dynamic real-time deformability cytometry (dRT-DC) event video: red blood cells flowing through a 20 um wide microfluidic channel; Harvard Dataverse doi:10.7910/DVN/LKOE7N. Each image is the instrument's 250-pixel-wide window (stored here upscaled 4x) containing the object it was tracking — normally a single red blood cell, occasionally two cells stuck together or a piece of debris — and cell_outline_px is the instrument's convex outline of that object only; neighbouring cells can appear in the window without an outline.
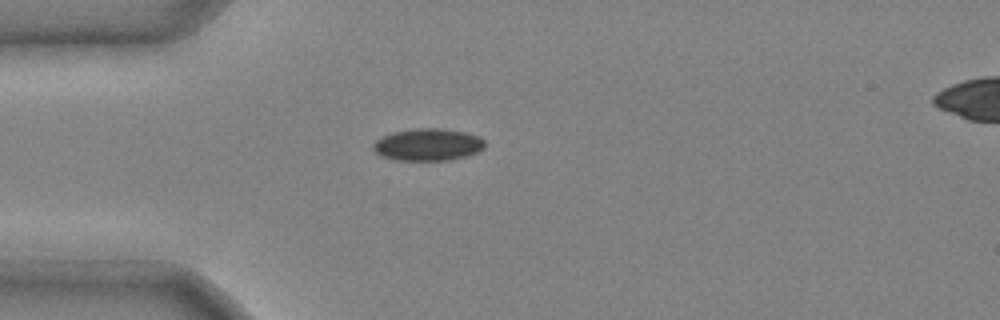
{"species": "common noctule bat (a hibernating species)", "species_latin": "Nyctalus noctula", "temperature_condition": "cold", "stored_images_in_passage": 3, "camera_frame_rate_fps": 3000, "um_per_image_px": 0.085, "animal": {"sex": "male", "body_mass_g": 20.4}, "frame": {"image": 1, "passage_image": 2, "time_ms": 0.333, "image_size_px": [1000, 320], "cell_outline_px": [[484, 148], [476, 152], [464, 156], [448, 160], [396, 160], [380, 156], [372, 148], [372, 144], [376, 140], [392, 132], [416, 128], [440, 128], [464, 132], [480, 136], [484, 140]], "centroid_in_image_um": [36.35, 12.29], "position_along_channel_um": 48.7, "area_um2": 20.87}}